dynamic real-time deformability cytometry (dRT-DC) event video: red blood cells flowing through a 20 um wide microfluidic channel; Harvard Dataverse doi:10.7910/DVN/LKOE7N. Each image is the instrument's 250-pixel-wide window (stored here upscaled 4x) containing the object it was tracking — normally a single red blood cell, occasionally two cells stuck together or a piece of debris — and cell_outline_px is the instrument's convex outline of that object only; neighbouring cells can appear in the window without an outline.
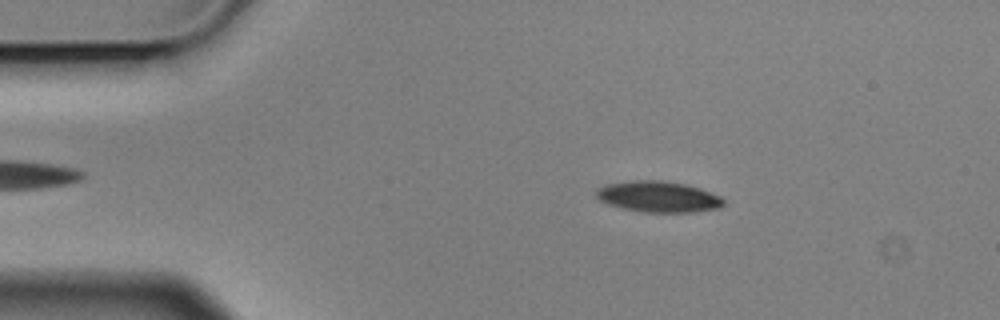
{"species": "Egyptian fruit bat (a non-hibernating species)", "species_latin": "Rousettus aegyptiacus", "temperature_condition": "cold", "stored_images_in_passage": 7, "camera_frame_rate_fps": 3000, "um_per_image_px": 0.085, "animal": {"sex": "male"}, "frame": {"image": 1, "passage_image": 2, "time_ms": 0.333, "image_size_px": [1000, 320], "cell_outline_px": [[724, 204], [720, 208], [692, 212], [644, 212], [624, 208], [608, 204], [600, 200], [596, 196], [596, 192], [604, 184], [636, 180], [664, 180], [688, 184], [700, 188], [720, 196], [724, 200]], "centroid_in_image_um": [55.99, 16.71], "position_along_channel_um": 29.0, "area_um2": 23.0}}
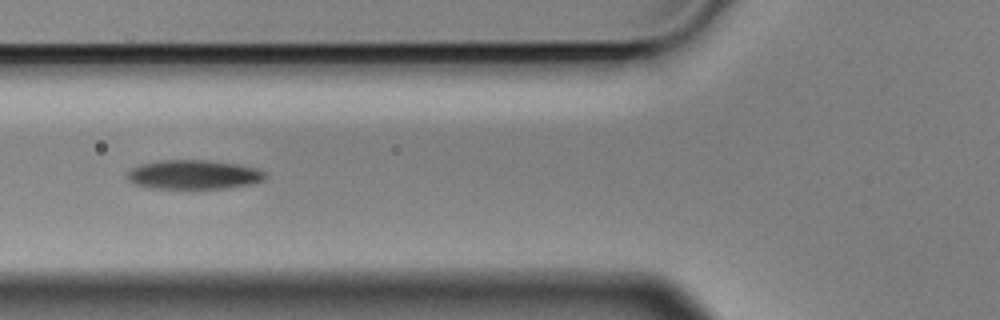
{"frame": {"image": 2, "passage_image": 5, "time_ms": 1.333, "image_size_px": [1000, 320], "cell_outline_px": [[268, 176], [264, 180], [252, 184], [228, 188], [148, 188], [132, 184], [128, 180], [128, 172], [132, 168], [140, 164], [160, 160], [208, 160], [240, 164], [260, 168], [268, 172]], "centroid_in_image_um": [16.53, 14.84], "position_along_channel_um": 109.3, "area_um2": 23.93}}
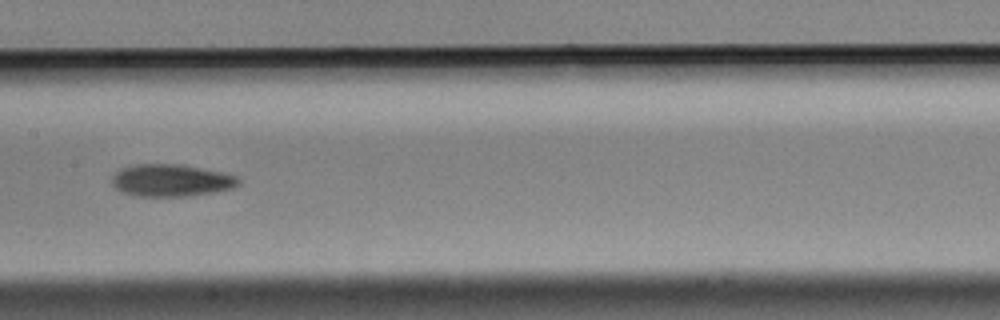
{"frame": {"image": 3, "passage_image": 7, "time_ms": 2.0, "image_size_px": [1000, 320], "cell_outline_px": [[240, 184], [232, 188], [216, 192], [192, 196], [136, 196], [124, 192], [116, 188], [112, 184], [112, 176], [120, 168], [136, 164], [180, 164], [220, 172], [236, 176], [240, 180]], "centroid_in_image_um": [14.55, 15.34], "position_along_channel_um": 192.9, "area_um2": 23.76}}